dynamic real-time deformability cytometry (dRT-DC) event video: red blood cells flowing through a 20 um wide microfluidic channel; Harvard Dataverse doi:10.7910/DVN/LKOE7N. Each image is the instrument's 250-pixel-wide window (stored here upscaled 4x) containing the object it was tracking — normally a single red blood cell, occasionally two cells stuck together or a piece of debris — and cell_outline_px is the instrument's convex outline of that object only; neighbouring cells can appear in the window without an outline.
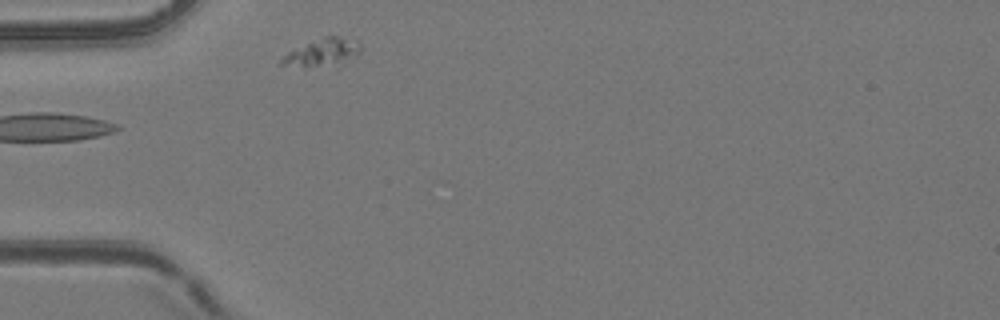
{"species": "common noctule bat (a hibernating species)", "species_latin": "Nyctalus noctula", "temperature_condition": "room temperature", "stored_images_in_passage": 1, "camera_frame_rate_fps": 3000, "um_per_image_px": 0.085, "animal": {"sex": "female", "body_mass_g": 24.6, "forearm_length_mm": 56.2}, "frame": {"image": 1, "passage_image": 1, "time_ms": 0.0, "image_size_px": [1000, 320], "cell_outline_px": [[360, 52], [348, 64], [308, 68], [304, 68], [280, 64], [280, 60], [288, 52], [320, 36], [336, 36], [360, 40]], "centroid_in_image_um": [27.47, 4.48], "position_along_channel_um": 57.5, "area_um2": 13.35}}